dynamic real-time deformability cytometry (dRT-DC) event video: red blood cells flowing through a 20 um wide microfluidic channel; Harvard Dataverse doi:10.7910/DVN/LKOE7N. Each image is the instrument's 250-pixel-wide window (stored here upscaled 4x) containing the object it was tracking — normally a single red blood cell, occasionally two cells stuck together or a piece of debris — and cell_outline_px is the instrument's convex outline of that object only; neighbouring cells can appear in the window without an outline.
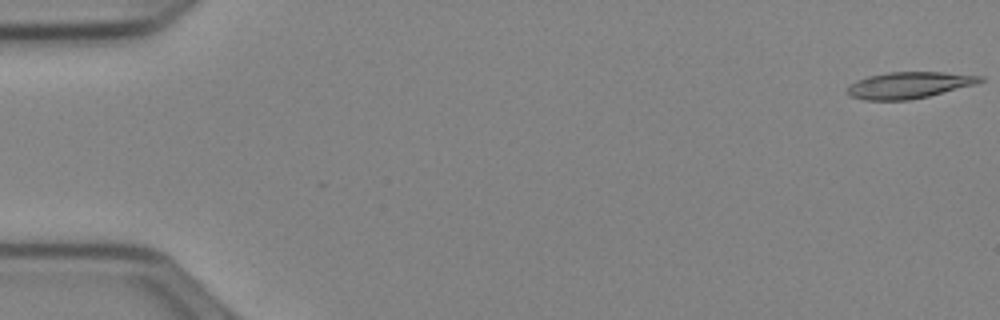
{"species": "Egyptian fruit bat (a non-hibernating species)", "species_latin": "Rousettus aegyptiacus", "temperature_condition": "cold", "stored_images_in_passage": 47, "camera_frame_rate_fps": 3000, "um_per_image_px": 0.085, "animal": {"sex": "female"}, "frame": {"image": 1, "passage_image": 1, "time_ms": 0.0, "image_size_px": [1000, 320], "cell_outline_px": [[984, 80], [976, 84], [912, 100], [864, 100], [852, 96], [848, 92], [848, 84], [856, 80], [868, 76], [888, 72], [944, 72], [984, 76]], "centroid_in_image_um": [77.27, 7.23], "position_along_channel_um": 7.7, "area_um2": 20.46}}
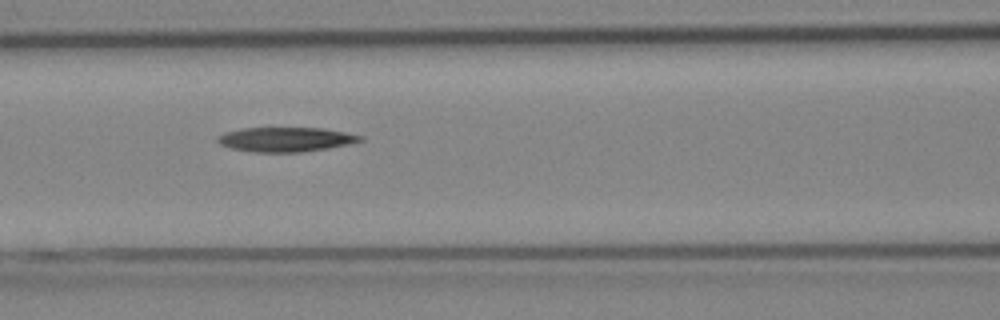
{"frame": {"image": 2, "passage_image": 23, "time_ms": 7.333, "image_size_px": [1000, 320], "cell_outline_px": [[364, 140], [348, 144], [328, 148], [300, 152], [252, 152], [232, 148], [220, 144], [216, 140], [216, 136], [224, 132], [244, 128], [324, 128], [364, 136]], "centroid_in_image_um": [24.27, 11.85], "position_along_channel_um": 142.3, "area_um2": 20.35}}
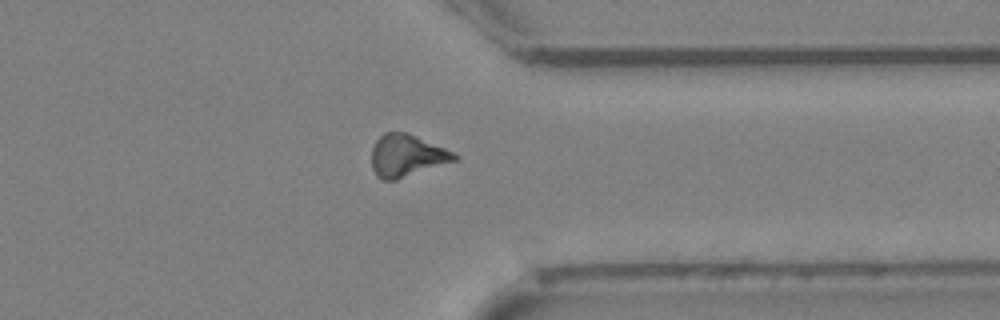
{"frame": {"image": 3, "passage_image": 41, "time_ms": 13.333, "image_size_px": [1000, 320], "cell_outline_px": [[460, 160], [396, 180], [380, 180], [376, 176], [372, 168], [372, 148], [376, 140], [384, 132], [404, 132], [416, 136], [444, 148], [460, 156]], "centroid_in_image_um": [34.58, 13.25], "position_along_channel_um": 376.8, "area_um2": 20.52}}